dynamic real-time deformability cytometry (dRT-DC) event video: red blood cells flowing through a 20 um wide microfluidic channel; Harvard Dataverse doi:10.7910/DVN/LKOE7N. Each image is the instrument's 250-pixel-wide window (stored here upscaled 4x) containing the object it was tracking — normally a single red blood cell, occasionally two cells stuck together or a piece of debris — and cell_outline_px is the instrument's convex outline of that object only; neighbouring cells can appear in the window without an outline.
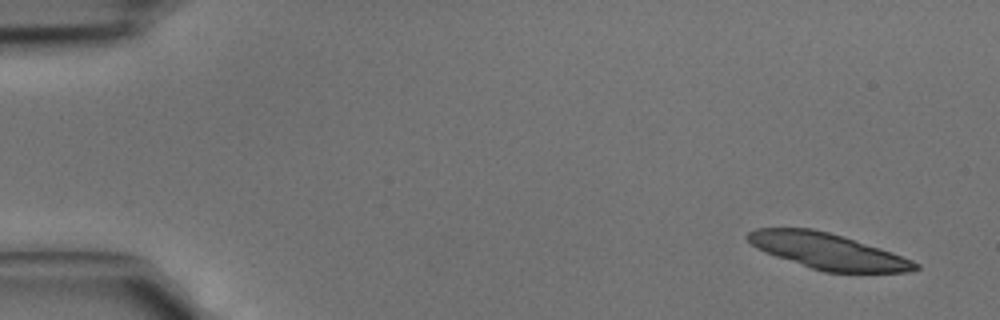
{"species": "common noctule bat (a hibernating species)", "species_latin": "Nyctalus noctula", "temperature_condition": "cold", "stored_images_in_passage": 5, "camera_frame_rate_fps": 3000, "um_per_image_px": 0.085, "animal": {"sex": "male", "body_mass_g": 15.6}, "frame": {"image": 1, "passage_image": 1, "time_ms": 0.0, "image_size_px": [1000, 320], "cell_outline_px": [[920, 268], [904, 272], [824, 272], [764, 252], [756, 248], [744, 236], [748, 232], [756, 228], [812, 228], [828, 232], [880, 248], [892, 252], [912, 260], [920, 264]], "centroid_in_image_um": [70.33, 21.34], "position_along_channel_um": 14.7, "area_um2": 34.56}}